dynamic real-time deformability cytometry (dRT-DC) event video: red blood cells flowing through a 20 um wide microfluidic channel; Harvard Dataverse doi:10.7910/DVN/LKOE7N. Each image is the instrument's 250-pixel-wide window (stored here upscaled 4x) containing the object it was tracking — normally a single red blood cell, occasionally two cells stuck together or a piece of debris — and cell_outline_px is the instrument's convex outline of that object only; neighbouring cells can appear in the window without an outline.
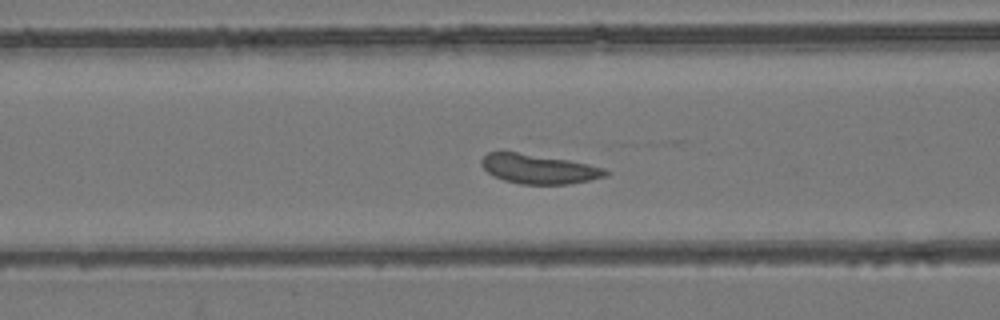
{"species": "common noctule bat (a hibernating species)", "species_latin": "Nyctalus noctula", "temperature_condition": "room temperature", "stored_images_in_passage": 43, "camera_frame_rate_fps": 3000, "um_per_image_px": 0.085, "animal": {"sex": "female", "body_mass_g": 24.6, "forearm_length_mm": 56.2}, "frame": {"image": 1, "passage_image": 18, "time_ms": 5.667, "image_size_px": [1000, 320], "cell_outline_px": [[612, 172], [608, 176], [568, 184], [520, 184], [504, 180], [488, 172], [480, 164], [480, 160], [488, 152], [516, 152], [568, 160], [588, 164], [604, 168]], "centroid_in_image_um": [45.82, 14.36], "position_along_channel_um": 120.8, "area_um2": 21.15}}
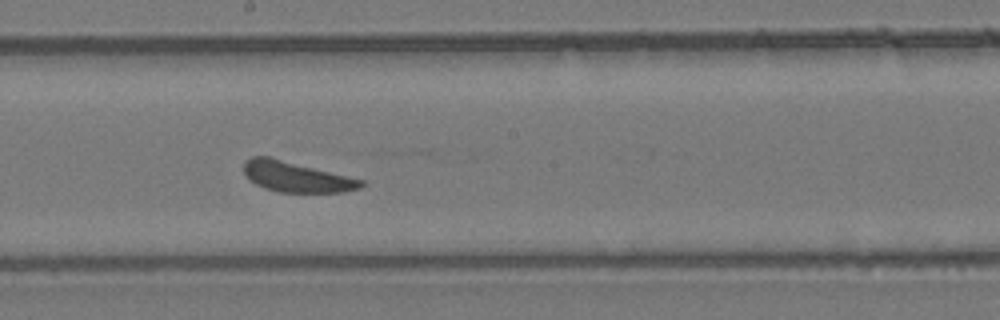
{"frame": {"image": 2, "passage_image": 26, "time_ms": 8.333, "image_size_px": [1000, 320], "cell_outline_px": [[368, 184], [360, 188], [344, 192], [280, 192], [264, 188], [256, 184], [244, 172], [244, 164], [252, 156], [268, 156], [364, 180]], "centroid_in_image_um": [25.24, 15.04], "position_along_channel_um": 223.0, "area_um2": 20.58}}
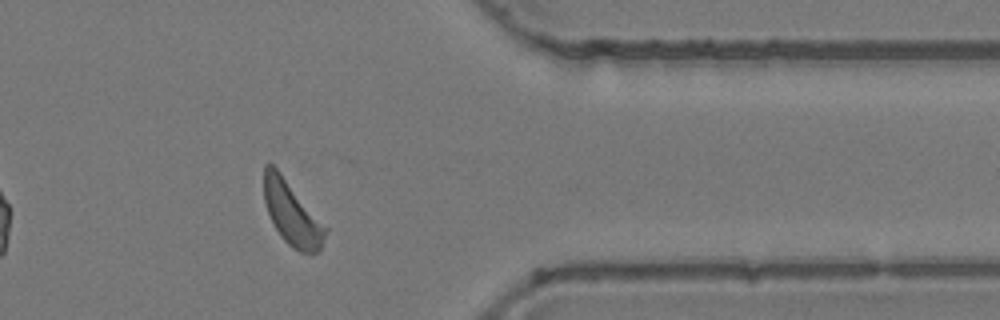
{"frame": {"image": 3, "passage_image": 40, "time_ms": 13.0, "image_size_px": [1000, 320], "cell_outline_px": [[328, 228], [320, 248], [316, 252], [300, 252], [292, 248], [280, 236], [268, 212], [264, 200], [264, 164], [272, 164], [280, 172]], "centroid_in_image_um": [24.81, 18.14], "position_along_channel_um": 386.6, "area_um2": 22.37}, "authors_computed_cell_mechanics": {"area_um2": 22.1374, "velocity_mm_per_s": 3.8317, "shape_relaxation_time_tau1_ms": null, "shape_relaxation_time_tau2_ms": 1.9219, "deformation_change_tau1": null, "deformation_change_tau2": 0.0771}}